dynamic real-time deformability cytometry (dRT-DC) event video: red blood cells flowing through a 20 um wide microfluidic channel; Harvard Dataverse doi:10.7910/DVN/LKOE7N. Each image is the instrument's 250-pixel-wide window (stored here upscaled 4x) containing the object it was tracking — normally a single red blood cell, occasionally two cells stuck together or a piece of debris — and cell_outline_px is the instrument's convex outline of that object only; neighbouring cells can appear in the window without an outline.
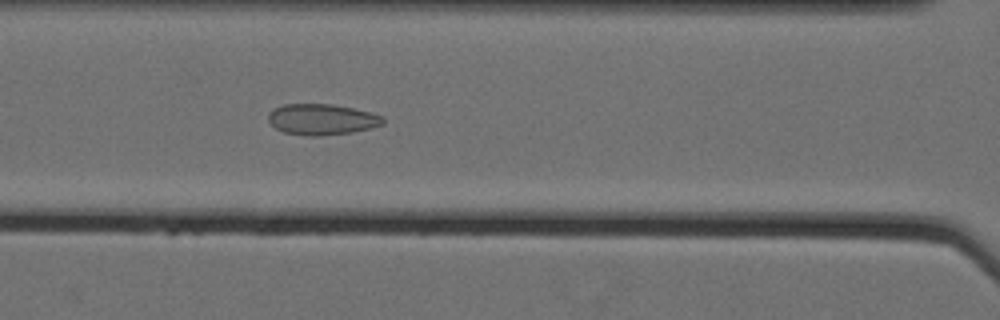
{"species": "Egyptian fruit bat (a non-hibernating species)", "species_latin": "Rousettus aegyptiacus", "temperature_condition": "cold", "stored_images_in_passage": 52, "camera_frame_rate_fps": 3000, "um_per_image_px": 0.085, "animal": {"sex": "female"}, "frame": {"image": 1, "passage_image": 22, "time_ms": 7.0, "image_size_px": [1000, 320], "cell_outline_px": [[384, 124], [352, 132], [320, 136], [308, 136], [284, 132], [276, 128], [268, 120], [268, 112], [284, 104], [332, 104], [372, 112], [384, 116]], "centroid_in_image_um": [27.37, 10.14], "position_along_channel_um": 139.2, "area_um2": 20.63}}
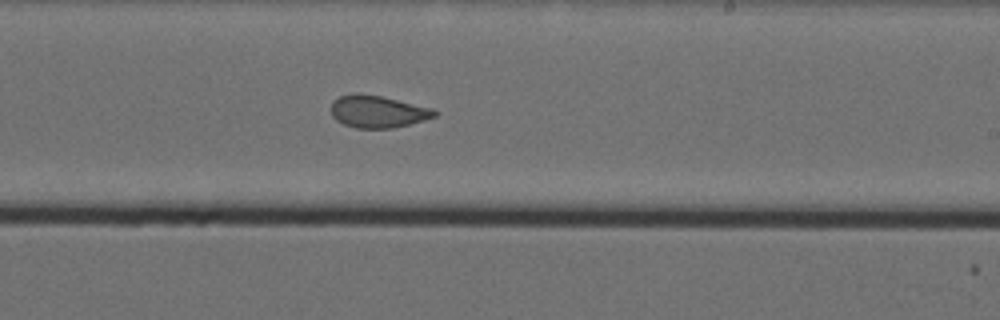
{"frame": {"image": 2, "passage_image": 32, "time_ms": 10.333, "image_size_px": [1000, 320], "cell_outline_px": [[440, 112], [436, 116], [424, 120], [392, 128], [356, 128], [344, 124], [336, 120], [332, 116], [332, 100], [340, 96], [380, 96], [432, 108]], "centroid_in_image_um": [32.15, 9.52], "position_along_channel_um": 256.9, "area_um2": 18.79}}
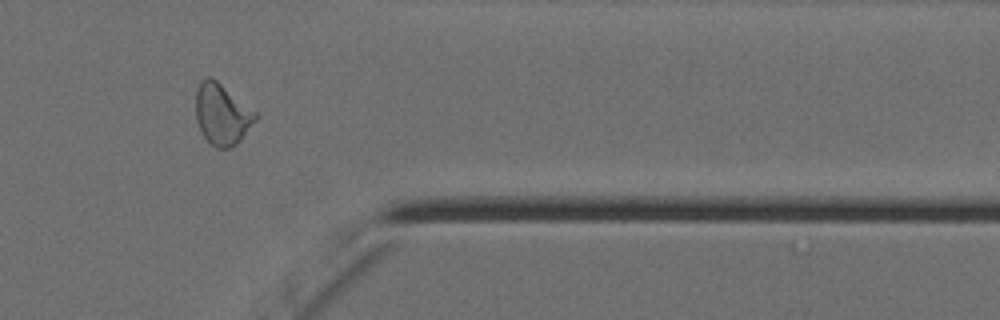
{"frame": {"image": 3, "passage_image": 44, "time_ms": 14.333, "image_size_px": [1000, 320], "cell_outline_px": [[260, 116], [240, 140], [236, 144], [228, 148], [216, 148], [200, 132], [196, 120], [196, 92], [200, 80], [208, 76], [212, 76], [256, 112]], "centroid_in_image_um": [18.87, 9.69], "position_along_channel_um": 392.5, "area_um2": 21.33}, "authors_computed_cell_mechanics": {"area_um2": 21.1548, "velocity_mm_per_s": 3.5387, "shape_relaxation_time_tau1_ms": null, "shape_relaxation_time_tau2_ms": 1.5694, "deformation_change_tau1": null, "deformation_change_tau2": 0.0726}}